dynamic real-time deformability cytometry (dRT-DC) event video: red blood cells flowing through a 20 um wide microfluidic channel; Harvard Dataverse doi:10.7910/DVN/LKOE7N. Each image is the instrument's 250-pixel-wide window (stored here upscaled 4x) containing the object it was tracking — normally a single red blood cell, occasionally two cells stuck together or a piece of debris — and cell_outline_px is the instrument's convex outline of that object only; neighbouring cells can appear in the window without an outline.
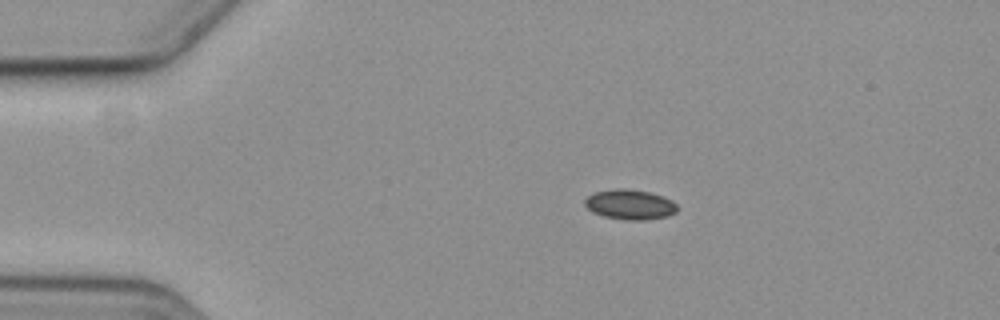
{"species": "common noctule bat (a hibernating species)", "species_latin": "Nyctalus noctula", "temperature_condition": "cold", "stored_images_in_passage": 14, "camera_frame_rate_fps": 3000, "um_per_image_px": 0.085, "animal": {"sex": "female", "body_mass_g": 19.3, "forearm_length_mm": 54.1}, "frame": {"image": 1, "passage_image": 2, "time_ms": 2.0, "image_size_px": [1000, 320], "cell_outline_px": [[676, 212], [668, 216], [644, 220], [624, 220], [604, 216], [592, 212], [584, 204], [584, 200], [588, 196], [596, 192], [612, 188], [628, 188], [648, 192], [672, 200], [676, 204]], "centroid_in_image_um": [53.52, 17.38], "position_along_channel_um": 31.5, "area_um2": 16.13}}
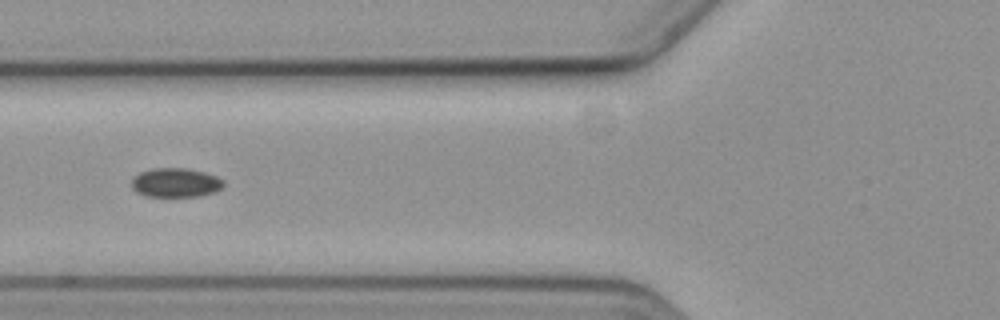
{"frame": {"image": 2, "passage_image": 5, "time_ms": 5.667, "image_size_px": [1000, 320], "cell_outline_px": [[224, 184], [216, 192], [200, 196], [144, 196], [136, 192], [132, 188], [132, 180], [140, 172], [152, 168], [188, 168], [204, 172], [216, 176], [224, 180]], "centroid_in_image_um": [14.94, 15.52], "position_along_channel_um": 110.9, "area_um2": 15.66}}
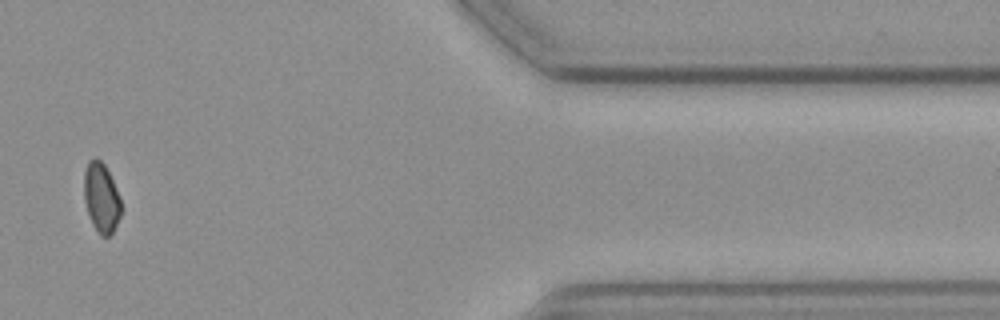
{"frame": {"image": 3, "passage_image": 12, "time_ms": 15.0, "image_size_px": [1000, 320], "cell_outline_px": [[124, 208], [112, 232], [108, 236], [100, 236], [92, 224], [84, 200], [84, 172], [88, 160], [96, 156], [104, 164], [112, 180]], "centroid_in_image_um": [8.61, 16.79], "position_along_channel_um": 402.8, "area_um2": 15.09}}